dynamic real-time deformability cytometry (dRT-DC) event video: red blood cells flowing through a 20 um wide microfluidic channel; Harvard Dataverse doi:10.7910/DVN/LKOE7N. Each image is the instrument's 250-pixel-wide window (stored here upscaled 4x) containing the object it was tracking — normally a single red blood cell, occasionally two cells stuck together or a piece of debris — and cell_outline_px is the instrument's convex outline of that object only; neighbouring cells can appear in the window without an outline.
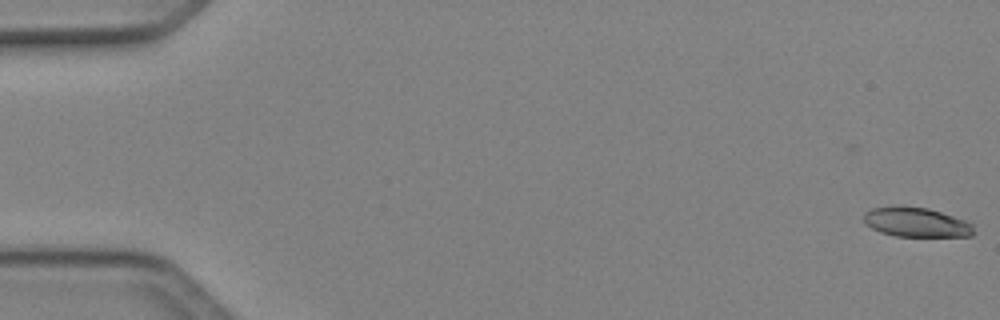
{"species": "Egyptian fruit bat (a non-hibernating species)", "species_latin": "Rousettus aegyptiacus", "temperature_condition": "cold", "stored_images_in_passage": 50, "camera_frame_rate_fps": 3000, "um_per_image_px": 0.085, "animal": {"sex": "female"}, "frame": {"image": 1, "passage_image": 1, "time_ms": 0.0, "image_size_px": [1000, 320], "cell_outline_px": [[972, 236], [896, 236], [880, 232], [864, 224], [864, 212], [872, 208], [928, 208], [964, 220], [972, 224]], "centroid_in_image_um": [77.86, 18.92], "position_along_channel_um": 7.1, "area_um2": 18.21}}
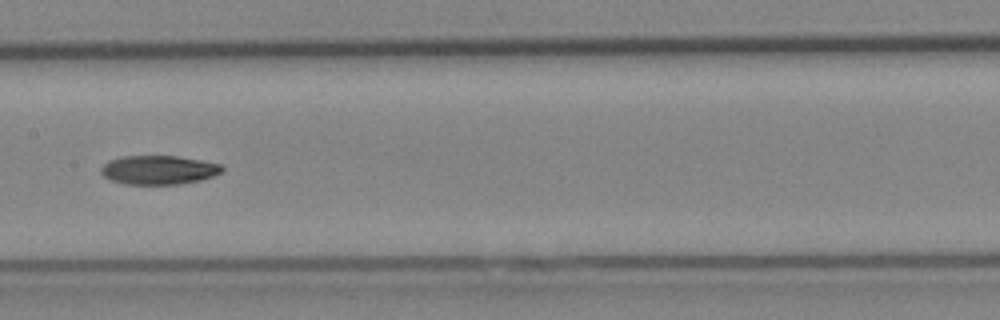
{"frame": {"image": 2, "passage_image": 26, "time_ms": 8.333, "image_size_px": [1000, 320], "cell_outline_px": [[224, 172], [200, 180], [180, 184], [124, 184], [112, 180], [104, 176], [100, 172], [100, 168], [108, 160], [124, 156], [180, 156], [220, 164], [224, 168]], "centroid_in_image_um": [13.49, 14.44], "position_along_channel_um": 193.9, "area_um2": 20.46}}
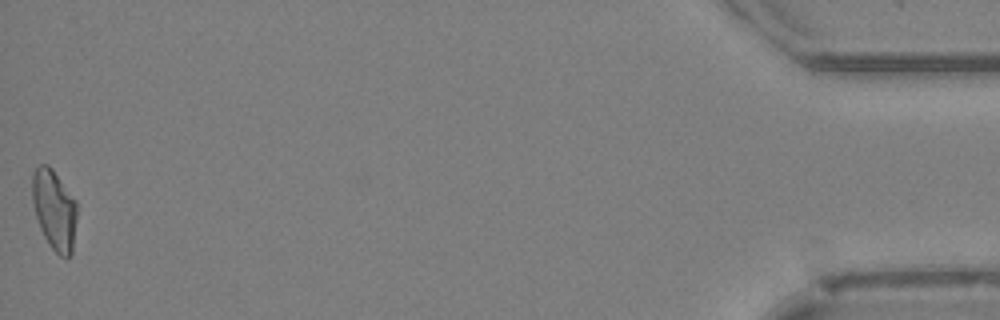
{"frame": {"image": 3, "passage_image": 50, "time_ms": 16.333, "image_size_px": [1000, 320], "cell_outline_px": [[76, 220], [72, 252], [68, 260], [60, 256], [52, 248], [44, 236], [40, 228], [36, 216], [32, 200], [32, 176], [36, 168], [40, 164], [48, 164], [52, 168], [76, 200]], "centroid_in_image_um": [4.62, 17.83], "position_along_channel_um": 430.6, "area_um2": 20.87}, "authors_computed_cell_mechanics": {"area_um2": 20.4323, "velocity_mm_per_s": 4.1484, "shape_relaxation_time_tau1_ms": 6.7767, "shape_relaxation_time_tau2_ms": null, "deformation_change_tau1": 0.1677, "deformation_change_tau2": null}}